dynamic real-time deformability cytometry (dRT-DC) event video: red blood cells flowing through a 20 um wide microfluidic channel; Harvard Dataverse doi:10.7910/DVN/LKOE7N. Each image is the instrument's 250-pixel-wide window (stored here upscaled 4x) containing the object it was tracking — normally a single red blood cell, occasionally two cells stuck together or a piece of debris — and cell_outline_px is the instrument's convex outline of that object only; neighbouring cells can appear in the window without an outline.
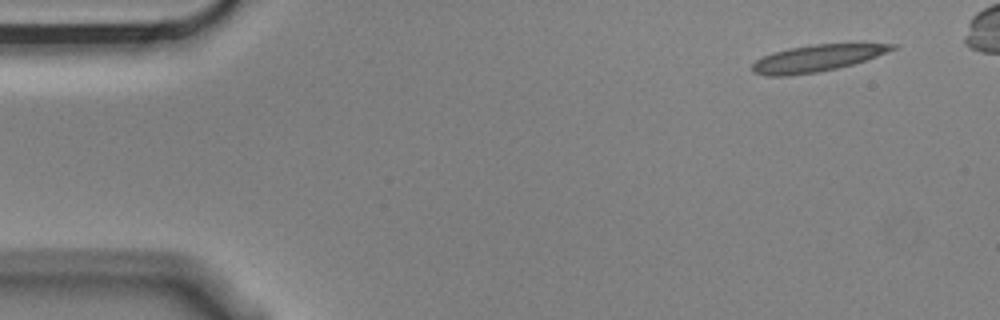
{"species": "Egyptian fruit bat (a non-hibernating species)", "species_latin": "Rousettus aegyptiacus", "temperature_condition": "cold", "stored_images_in_passage": 5, "camera_frame_rate_fps": 3000, "um_per_image_px": 0.085, "animal": {"sex": "male"}, "frame": {"image": 1, "passage_image": 1, "time_ms": 0.0, "image_size_px": [1000, 320], "cell_outline_px": [[896, 48], [876, 56], [852, 64], [836, 68], [816, 72], [788, 76], [768, 76], [752, 72], [752, 64], [756, 60], [772, 52], [788, 48], [812, 44], [896, 44]], "centroid_in_image_um": [69.35, 4.95], "position_along_channel_um": 15.6, "area_um2": 21.44}}